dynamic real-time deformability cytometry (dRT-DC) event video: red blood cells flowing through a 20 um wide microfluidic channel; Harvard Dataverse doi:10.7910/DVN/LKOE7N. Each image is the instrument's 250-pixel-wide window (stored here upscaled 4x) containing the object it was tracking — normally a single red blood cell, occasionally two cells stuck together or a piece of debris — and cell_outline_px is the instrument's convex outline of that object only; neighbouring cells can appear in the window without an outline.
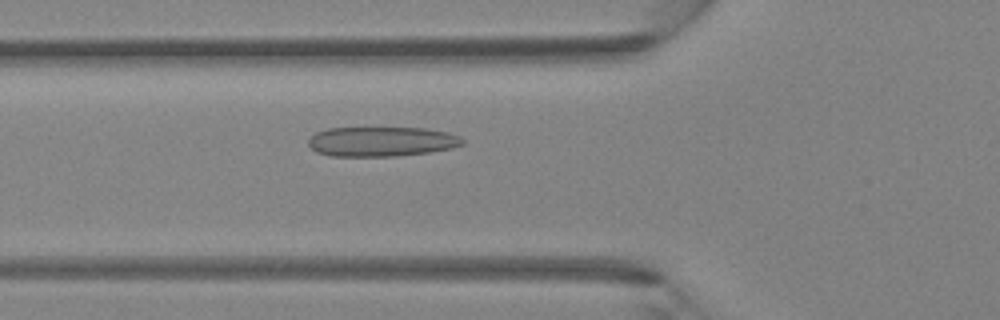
{"species": "Egyptian fruit bat (a non-hibernating species)", "species_latin": "Rousettus aegyptiacus", "temperature_condition": "room temperature", "stored_images_in_passage": 45, "camera_frame_rate_fps": 3000, "um_per_image_px": 0.085, "animal": {"sex": "female"}, "frame": {"image": 1, "passage_image": 16, "time_ms": 5.0, "image_size_px": [1000, 320], "cell_outline_px": [[464, 144], [452, 148], [428, 152], [396, 156], [332, 156], [316, 152], [308, 144], [308, 140], [316, 132], [328, 128], [424, 128], [448, 132], [460, 136], [464, 140]], "centroid_in_image_um": [32.44, 12.03], "position_along_channel_um": 93.4, "area_um2": 26.7}}
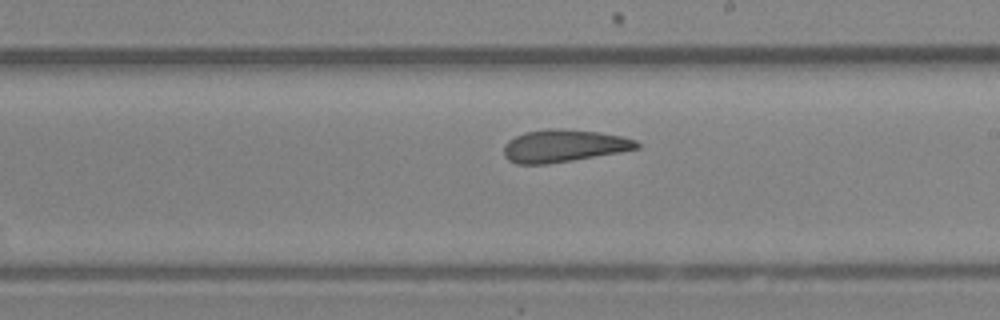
{"frame": {"image": 2, "passage_image": 26, "time_ms": 8.333, "image_size_px": [1000, 320], "cell_outline_px": [[640, 148], [620, 152], [548, 164], [516, 164], [508, 160], [504, 156], [504, 144], [508, 140], [524, 132], [548, 128], [560, 128], [600, 132], [624, 136], [636, 140], [640, 144]], "centroid_in_image_um": [47.92, 12.39], "position_along_channel_um": 241.1, "area_um2": 25.37}}
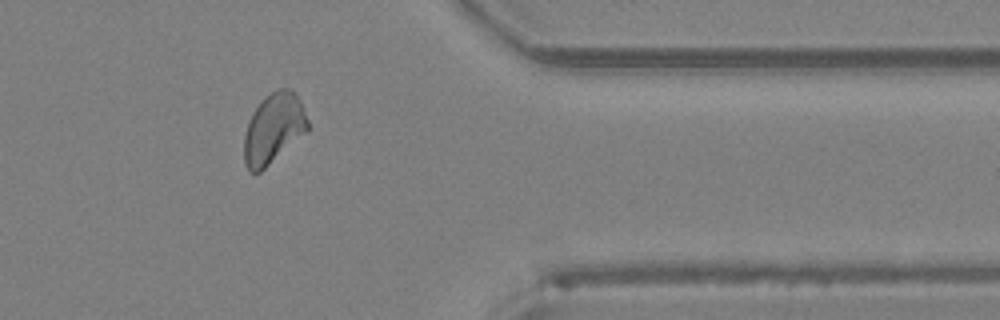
{"frame": {"image": 3, "passage_image": 37, "time_ms": 12.0, "image_size_px": [1000, 320], "cell_outline_px": [[308, 128], [304, 132], [260, 172], [248, 172], [244, 164], [244, 136], [252, 112], [272, 92], [280, 88], [292, 88], [300, 100], [308, 120]], "centroid_in_image_um": [23.23, 10.92], "position_along_channel_um": 388.2, "area_um2": 25.32}}